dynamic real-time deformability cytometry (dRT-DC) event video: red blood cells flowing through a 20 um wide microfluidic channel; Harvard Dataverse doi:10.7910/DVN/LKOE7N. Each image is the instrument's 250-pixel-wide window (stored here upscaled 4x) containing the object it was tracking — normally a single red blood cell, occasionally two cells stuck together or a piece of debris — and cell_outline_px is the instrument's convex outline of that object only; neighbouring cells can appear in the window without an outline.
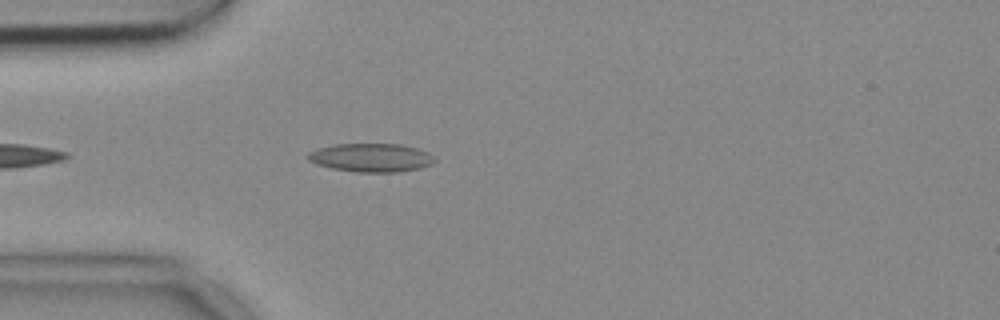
{"species": "common noctule bat (a hibernating species)", "species_latin": "Nyctalus noctula", "temperature_condition": "cold", "stored_images_in_passage": 28, "camera_frame_rate_fps": 3000, "um_per_image_px": 0.085, "animal": {"sex": "female", "body_mass_g": 18.4}, "frame": {"image": 1, "passage_image": 4, "time_ms": 1.0, "image_size_px": [1000, 320], "cell_outline_px": [[436, 160], [432, 164], [420, 168], [396, 172], [356, 172], [332, 168], [316, 164], [308, 160], [308, 152], [320, 148], [336, 144], [400, 144], [416, 148], [428, 152]], "centroid_in_image_um": [31.55, 13.4], "position_along_channel_um": 53.4, "area_um2": 20.92}}
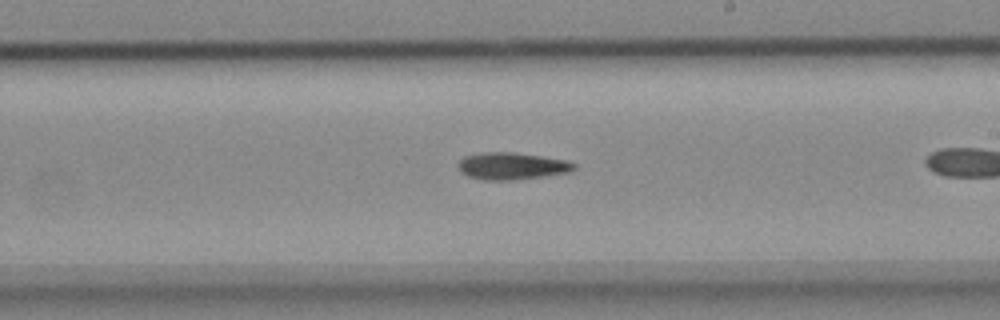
{"frame": {"image": 2, "passage_image": 17, "time_ms": 5.333, "image_size_px": [1000, 320], "cell_outline_px": [[576, 168], [568, 172], [544, 176], [512, 180], [484, 180], [468, 176], [460, 168], [460, 160], [464, 156], [484, 152], [512, 152], [540, 156], [564, 160], [576, 164]], "centroid_in_image_um": [43.52, 14.11], "position_along_channel_um": 245.5, "area_um2": 17.92}}
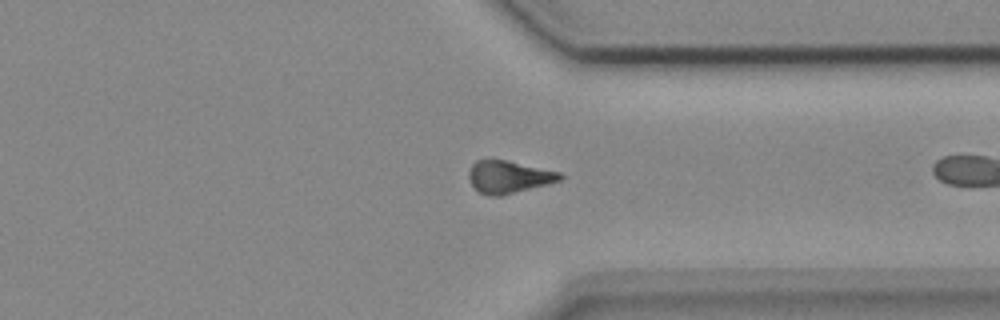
{"frame": {"image": 3, "passage_image": 27, "time_ms": 8.667, "image_size_px": [1000, 320], "cell_outline_px": [[564, 176], [560, 180], [548, 184], [500, 196], [488, 196], [480, 192], [472, 184], [468, 176], [472, 164], [476, 160], [508, 160], [560, 172]], "centroid_in_image_um": [43.25, 15.03], "position_along_channel_um": 368.1, "area_um2": 17.11}}